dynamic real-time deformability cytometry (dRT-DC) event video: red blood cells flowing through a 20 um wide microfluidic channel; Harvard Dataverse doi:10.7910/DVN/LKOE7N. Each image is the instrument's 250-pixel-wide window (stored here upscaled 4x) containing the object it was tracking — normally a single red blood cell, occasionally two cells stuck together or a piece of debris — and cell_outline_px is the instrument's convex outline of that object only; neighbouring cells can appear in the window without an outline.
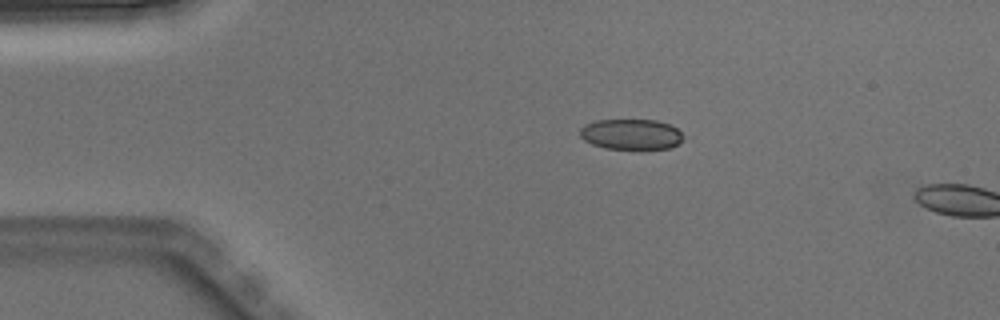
{"species": "Egyptian fruit bat (a non-hibernating species)", "species_latin": "Rousettus aegyptiacus", "temperature_condition": "warm", "stored_images_in_passage": 3, "camera_frame_rate_fps": 3000, "um_per_image_px": 0.085, "animal": {"sex": "male"}, "frame": {"image": 1, "passage_image": 2, "time_ms": 0.333, "image_size_px": [1000, 320], "cell_outline_px": [[684, 136], [680, 144], [668, 148], [640, 152], [604, 148], [592, 144], [584, 140], [580, 136], [580, 128], [584, 124], [596, 120], [656, 120], [668, 124], [676, 128]], "centroid_in_image_um": [53.65, 11.46], "position_along_channel_um": 31.3, "area_um2": 19.19}}